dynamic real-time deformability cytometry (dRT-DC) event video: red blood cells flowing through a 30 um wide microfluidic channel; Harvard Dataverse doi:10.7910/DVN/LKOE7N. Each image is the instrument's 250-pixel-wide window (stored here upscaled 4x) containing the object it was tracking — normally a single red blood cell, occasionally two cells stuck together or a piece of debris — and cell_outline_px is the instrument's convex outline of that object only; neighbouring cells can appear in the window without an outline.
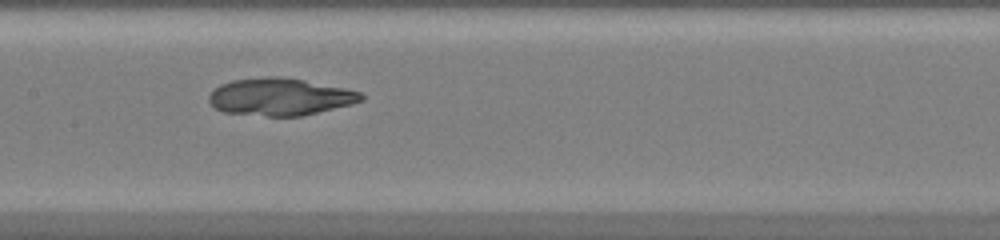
{"species": "common noctule bat (a hibernating species)", "species_latin": "Nyctalus noctula", "temperature_condition": "warm", "stored_images_in_passage": 47, "camera_frame_rate_fps": 3000, "um_per_image_px": 0.085, "animal": {"sex": "female", "body_mass_g": 20.0, "forearm_length_mm": 54.0}, "frame": {"image": 1, "passage_image": 23, "time_ms": 7.333, "image_size_px": [1000, 240], "cell_outline_px": [[364, 100], [352, 104], [300, 116], [268, 116], [224, 112], [216, 108], [208, 100], [208, 96], [220, 84], [232, 80], [268, 76], [280, 76], [304, 80], [344, 88], [360, 92], [364, 96]], "centroid_in_image_um": [23.8, 8.22], "position_along_channel_um": 183.6, "area_um2": 32.89}}
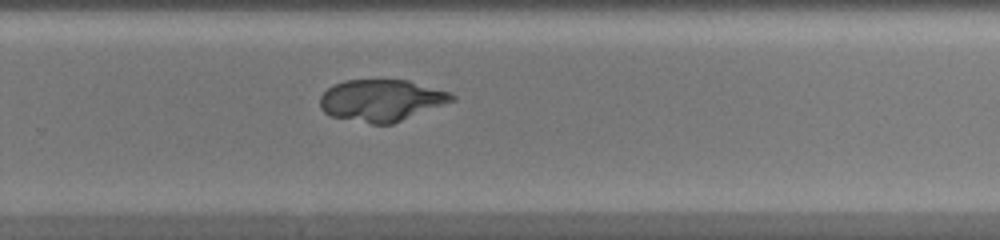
{"frame": {"image": 2, "passage_image": 31, "time_ms": 10.0, "image_size_px": [1000, 240], "cell_outline_px": [[456, 100], [392, 124], [372, 124], [332, 116], [324, 112], [320, 108], [320, 96], [328, 88], [344, 80], [408, 80], [448, 92], [456, 96]], "centroid_in_image_um": [32.42, 8.53], "position_along_channel_um": 297.4, "area_um2": 31.85}}
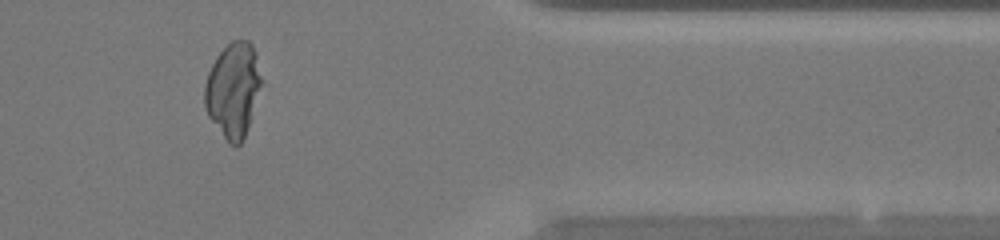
{"frame": {"image": 3, "passage_image": 39, "time_ms": 12.667, "image_size_px": [1000, 240], "cell_outline_px": [[264, 80], [244, 136], [240, 144], [236, 148], [228, 144], [208, 116], [204, 104], [204, 84], [208, 72], [216, 56], [232, 40], [248, 40], [252, 44], [256, 52]], "centroid_in_image_um": [19.83, 7.63], "position_along_channel_um": 391.6, "area_um2": 31.73}}